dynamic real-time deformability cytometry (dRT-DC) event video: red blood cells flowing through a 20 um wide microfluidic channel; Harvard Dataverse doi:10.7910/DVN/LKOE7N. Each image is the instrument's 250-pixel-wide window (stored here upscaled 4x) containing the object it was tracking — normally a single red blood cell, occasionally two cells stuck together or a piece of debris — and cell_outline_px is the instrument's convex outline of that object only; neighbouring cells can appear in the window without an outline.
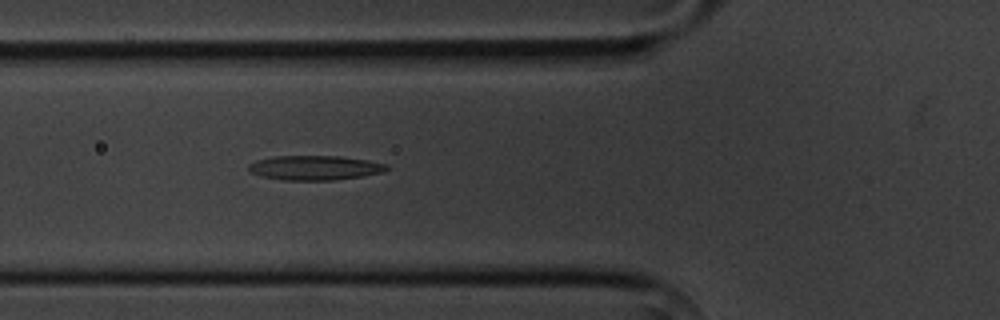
{"species": "common noctule bat (a hibernating species)", "species_latin": "Nyctalus noctula", "temperature_condition": "cold", "stored_images_in_passage": 2, "camera_frame_rate_fps": 3000, "um_per_image_px": 0.085, "animal": {"sex": "male", "body_mass_g": 20.1, "forearm_length_mm": 53.5}, "frame": {"image": 1, "passage_image": 2, "time_ms": 1.0, "image_size_px": [1000, 320], "cell_outline_px": [[388, 168], [384, 172], [336, 180], [284, 180], [260, 176], [248, 172], [248, 164], [256, 160], [272, 156], [340, 156], [368, 160], [388, 164]], "centroid_in_image_um": [26.72, 14.26], "position_along_channel_um": 99.1, "area_um2": 19.88}}